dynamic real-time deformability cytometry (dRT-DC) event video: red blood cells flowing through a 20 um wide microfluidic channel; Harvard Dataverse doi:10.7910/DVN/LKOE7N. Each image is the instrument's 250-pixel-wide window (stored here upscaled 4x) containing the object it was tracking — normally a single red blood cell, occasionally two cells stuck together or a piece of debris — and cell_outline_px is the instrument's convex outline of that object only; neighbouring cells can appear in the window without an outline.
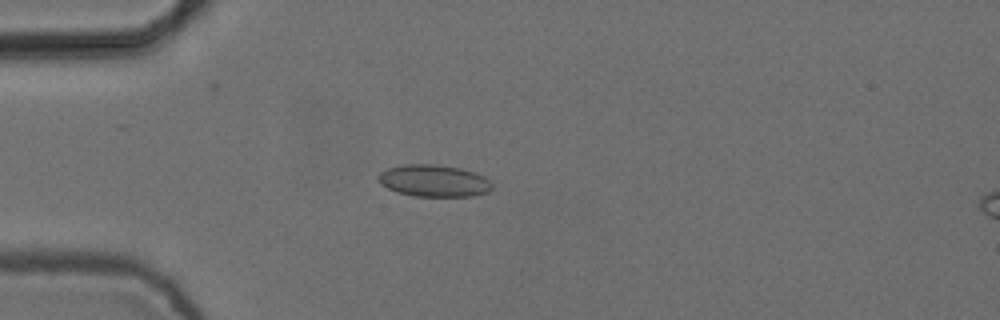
{"species": "common noctule bat (a hibernating species)", "species_latin": "Nyctalus noctula", "temperature_condition": "cold", "stored_images_in_passage": 4, "camera_frame_rate_fps": 3000, "um_per_image_px": 0.085, "animal": {"sex": "female", "body_mass_g": 24.6, "forearm_length_mm": 56.2}, "frame": {"image": 1, "passage_image": 4, "time_ms": 1.0, "image_size_px": [1000, 320], "cell_outline_px": [[492, 188], [488, 192], [472, 196], [412, 196], [396, 192], [380, 184], [376, 180], [376, 176], [380, 172], [388, 168], [404, 164], [436, 164], [460, 168], [484, 176], [492, 184]], "centroid_in_image_um": [36.83, 15.36], "position_along_channel_um": 48.2, "area_um2": 21.33}}